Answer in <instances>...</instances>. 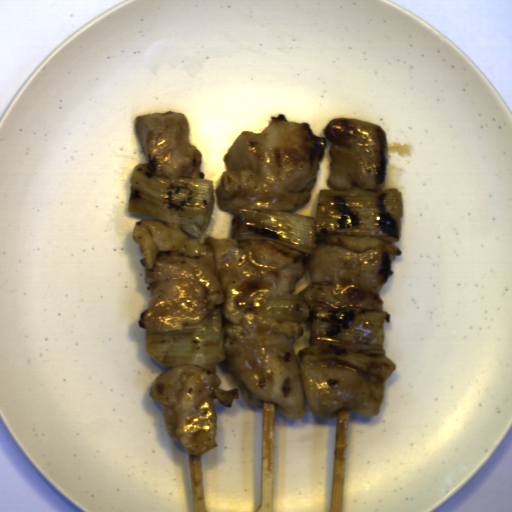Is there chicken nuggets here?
Segmentation results:
<instances>
[{"label":"chicken nuggets","instance_id":"obj_1","mask_svg":"<svg viewBox=\"0 0 512 512\" xmlns=\"http://www.w3.org/2000/svg\"><path fill=\"white\" fill-rule=\"evenodd\" d=\"M142 254L143 280L151 291L140 329L182 331L222 305L225 363L245 401L272 403L298 419L305 396L313 414L333 418L349 408L368 418L380 413L384 383L395 369L378 346L295 343L304 325L270 319L267 298L294 293L306 273L299 250L272 240L196 241L159 221L141 219L131 232Z\"/></svg>","mask_w":512,"mask_h":512},{"label":"chicken nuggets","instance_id":"obj_2","mask_svg":"<svg viewBox=\"0 0 512 512\" xmlns=\"http://www.w3.org/2000/svg\"><path fill=\"white\" fill-rule=\"evenodd\" d=\"M327 142L306 122L280 113L260 132L237 134L224 156L226 171L216 188L217 207L290 212L310 201Z\"/></svg>","mask_w":512,"mask_h":512},{"label":"chicken nuggets","instance_id":"obj_3","mask_svg":"<svg viewBox=\"0 0 512 512\" xmlns=\"http://www.w3.org/2000/svg\"><path fill=\"white\" fill-rule=\"evenodd\" d=\"M400 254L393 242L330 234L311 253V283L297 295L311 312L379 310L380 289L392 276V262Z\"/></svg>","mask_w":512,"mask_h":512},{"label":"chicken nuggets","instance_id":"obj_4","mask_svg":"<svg viewBox=\"0 0 512 512\" xmlns=\"http://www.w3.org/2000/svg\"><path fill=\"white\" fill-rule=\"evenodd\" d=\"M220 382L216 372L192 363L172 368L152 381L149 396L162 405L170 439L192 455L201 457L217 446L215 399L224 407L239 400L236 387L221 389Z\"/></svg>","mask_w":512,"mask_h":512},{"label":"chicken nuggets","instance_id":"obj_5","mask_svg":"<svg viewBox=\"0 0 512 512\" xmlns=\"http://www.w3.org/2000/svg\"><path fill=\"white\" fill-rule=\"evenodd\" d=\"M324 135L330 142V187L335 190L355 187L374 190L381 184L387 160L383 128L344 116L328 121Z\"/></svg>","mask_w":512,"mask_h":512},{"label":"chicken nuggets","instance_id":"obj_6","mask_svg":"<svg viewBox=\"0 0 512 512\" xmlns=\"http://www.w3.org/2000/svg\"><path fill=\"white\" fill-rule=\"evenodd\" d=\"M134 133L155 175L203 179L202 152L191 142L188 117L167 110L134 118Z\"/></svg>","mask_w":512,"mask_h":512}]
</instances>
